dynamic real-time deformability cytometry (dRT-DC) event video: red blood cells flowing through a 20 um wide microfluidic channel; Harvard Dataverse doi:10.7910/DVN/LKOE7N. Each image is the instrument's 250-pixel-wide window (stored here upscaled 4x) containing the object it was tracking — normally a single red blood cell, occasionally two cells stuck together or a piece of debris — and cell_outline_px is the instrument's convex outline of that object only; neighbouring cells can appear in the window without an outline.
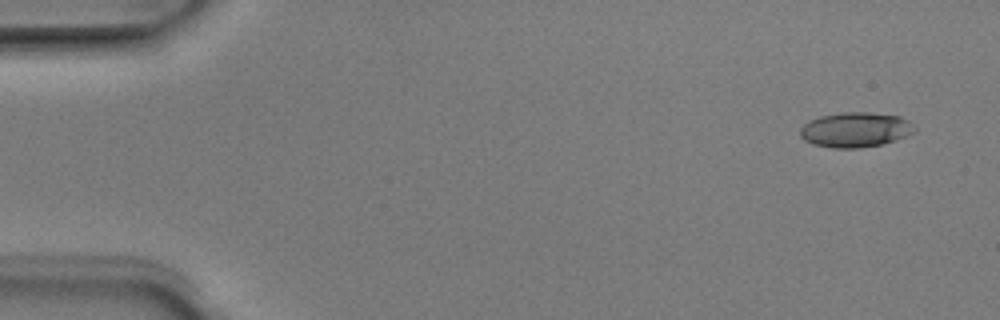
{"species": "Egyptian fruit bat (a non-hibernating species)", "species_latin": "Rousettus aegyptiacus", "temperature_condition": "room temperature", "stored_images_in_passage": 4, "camera_frame_rate_fps": 3000, "um_per_image_px": 0.085, "animal": {"sex": "male"}, "frame": {"image": 1, "passage_image": 1, "time_ms": 0.0, "image_size_px": [1000, 320], "cell_outline_px": [[916, 132], [896, 140], [880, 144], [860, 148], [832, 148], [812, 144], [804, 140], [800, 136], [800, 128], [808, 120], [820, 116], [840, 112], [868, 112], [900, 116], [916, 128]], "centroid_in_image_um": [72.68, 11.03], "position_along_channel_um": 12.3, "area_um2": 23.41}}
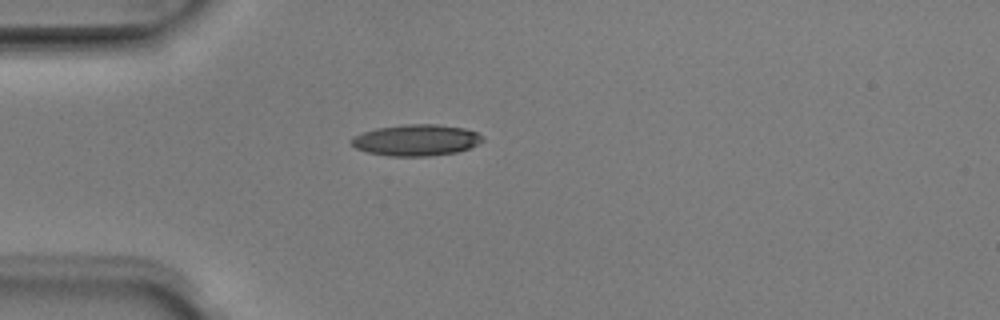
{"frame": {"image": 2, "passage_image": 4, "time_ms": 1.0, "image_size_px": [1000, 320], "cell_outline_px": [[484, 140], [468, 148], [456, 152], [428, 156], [388, 156], [368, 152], [356, 148], [348, 140], [352, 136], [376, 128], [404, 124], [436, 124], [464, 128], [476, 132], [484, 136]], "centroid_in_image_um": [35.35, 11.9], "position_along_channel_um": 49.7, "area_um2": 23.93}}